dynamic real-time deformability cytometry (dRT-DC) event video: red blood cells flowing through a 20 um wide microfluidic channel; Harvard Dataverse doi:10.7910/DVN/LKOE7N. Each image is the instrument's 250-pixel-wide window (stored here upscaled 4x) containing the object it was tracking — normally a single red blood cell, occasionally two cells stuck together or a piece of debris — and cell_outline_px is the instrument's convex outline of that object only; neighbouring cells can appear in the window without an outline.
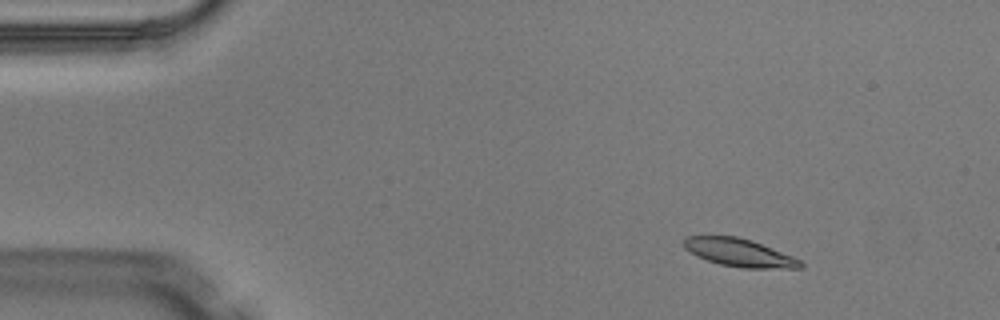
{"species": "Egyptian fruit bat (a non-hibernating species)", "species_latin": "Rousettus aegyptiacus", "temperature_condition": "warm", "stored_images_in_passage": 3, "camera_frame_rate_fps": 3000, "um_per_image_px": 0.085, "animal": {"sex": "male"}, "frame": {"image": 1, "passage_image": 2, "time_ms": 0.333, "image_size_px": [1000, 320], "cell_outline_px": [[804, 268], [740, 268], [720, 264], [696, 256], [684, 248], [684, 236], [736, 236], [752, 240], [792, 256], [800, 260], [804, 264]], "centroid_in_image_um": [62.84, 21.47], "position_along_channel_um": 22.2, "area_um2": 18.96}}